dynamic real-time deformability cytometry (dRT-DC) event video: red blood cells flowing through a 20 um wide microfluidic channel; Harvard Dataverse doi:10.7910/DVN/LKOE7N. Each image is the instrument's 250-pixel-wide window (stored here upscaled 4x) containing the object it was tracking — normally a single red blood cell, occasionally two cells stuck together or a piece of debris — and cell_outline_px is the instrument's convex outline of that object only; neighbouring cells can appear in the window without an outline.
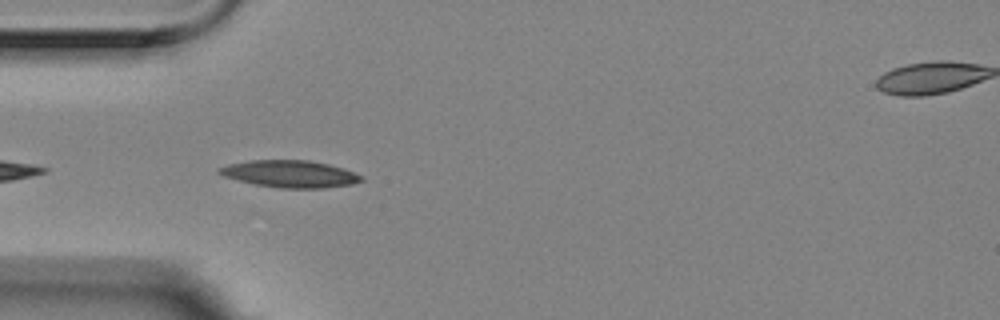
{"species": "Egyptian fruit bat (a non-hibernating species)", "species_latin": "Rousettus aegyptiacus", "temperature_condition": "room temperature", "stored_images_in_passage": 5, "camera_frame_rate_fps": 3000, "um_per_image_px": 0.085, "animal": {"sex": "female"}, "frame": {"image": 1, "passage_image": 4, "time_ms": 1.0, "image_size_px": [1000, 320], "cell_outline_px": [[364, 180], [352, 184], [324, 188], [280, 188], [256, 184], [224, 176], [216, 172], [216, 168], [228, 164], [252, 160], [308, 160], [328, 164], [344, 168], [364, 176]], "centroid_in_image_um": [24.67, 14.78], "position_along_channel_um": 60.3, "area_um2": 22.43}}
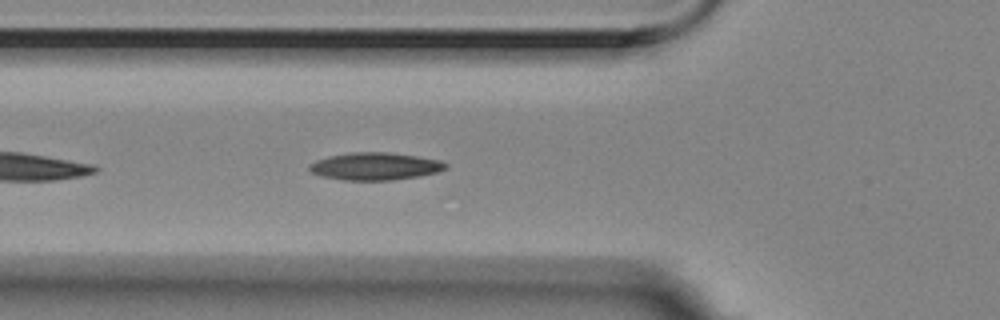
{"frame": {"image": 2, "passage_image": 5, "time_ms": 1.333, "image_size_px": [1000, 320], "cell_outline_px": [[448, 168], [440, 172], [420, 176], [392, 180], [344, 180], [320, 176], [312, 172], [308, 168], [308, 164], [316, 160], [328, 156], [352, 152], [388, 152], [416, 156], [440, 160], [448, 164]], "centroid_in_image_um": [31.9, 14.13], "position_along_channel_um": 93.9, "area_um2": 22.02}}